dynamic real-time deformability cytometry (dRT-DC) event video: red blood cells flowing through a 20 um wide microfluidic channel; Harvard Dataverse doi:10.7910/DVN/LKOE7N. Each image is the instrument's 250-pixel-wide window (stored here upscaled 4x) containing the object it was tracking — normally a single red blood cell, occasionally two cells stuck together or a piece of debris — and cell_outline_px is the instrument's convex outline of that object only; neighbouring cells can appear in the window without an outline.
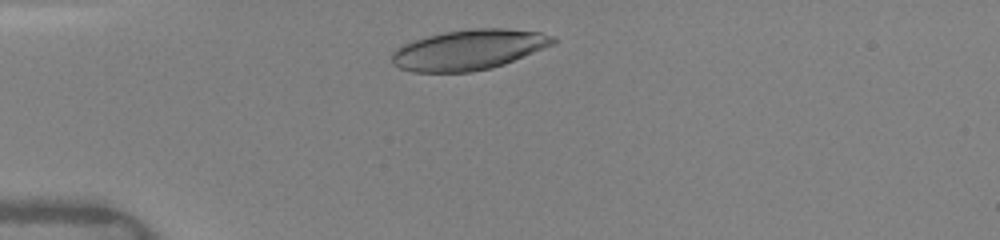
{"species": "human", "species_latin": "Homo sapiens", "temperature_condition": "warm", "stored_images_in_passage": 48, "camera_frame_rate_fps": 3000, "um_per_image_px": 0.085, "donor": {"sex": "female"}, "frame": {"image": 1, "passage_image": 5, "time_ms": 1.0, "image_size_px": [1000, 240], "cell_outline_px": [[556, 44], [504, 64], [492, 68], [472, 72], [412, 72], [400, 68], [392, 64], [392, 52], [396, 48], [404, 44], [428, 36], [444, 32], [468, 28], [504, 28], [540, 32], [552, 36], [556, 40]], "centroid_in_image_um": [39.86, 4.23], "position_along_channel_um": 45.1, "area_um2": 37.92}}
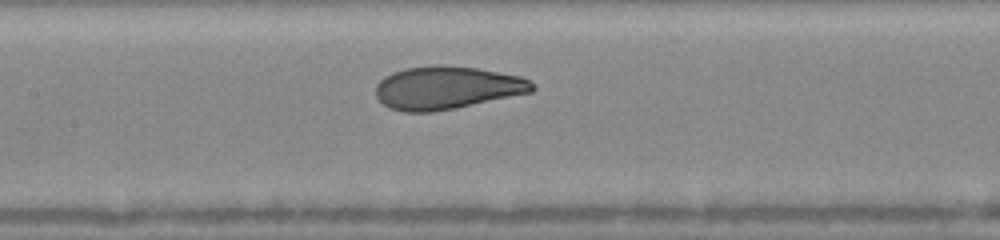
{"frame": {"image": 2, "passage_image": 21, "time_ms": 4.667, "image_size_px": [1000, 240], "cell_outline_px": [[536, 88], [532, 92], [456, 108], [432, 112], [404, 112], [388, 108], [376, 96], [376, 84], [384, 76], [392, 72], [404, 68], [440, 64], [444, 64], [480, 68], [520, 76], [528, 80]], "centroid_in_image_um": [37.96, 7.45], "position_along_channel_um": 169.4, "area_um2": 39.48}}
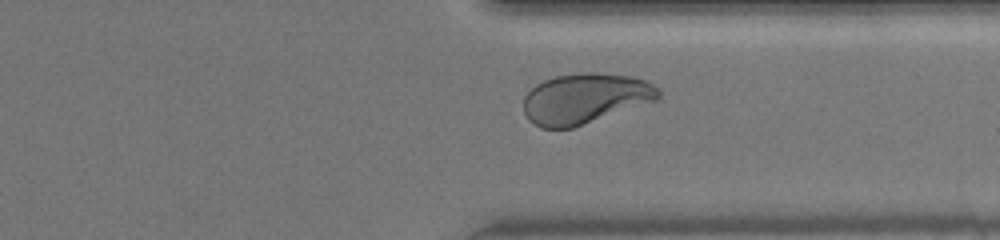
{"frame": {"image": 3, "passage_image": 42, "time_ms": 9.333, "image_size_px": [1000, 240], "cell_outline_px": [[660, 100], [572, 128], [540, 128], [528, 120], [524, 112], [524, 96], [536, 84], [544, 80], [556, 76], [584, 72], [592, 72], [632, 76], [648, 80], [660, 88]], "centroid_in_image_um": [49.78, 8.37], "position_along_channel_um": 361.6, "area_um2": 40.06}, "authors_computed_cell_mechanics": {"area_um2": 38.8994, "velocity_mm_per_s": 4.1216, "shape_relaxation_time_tau1_ms": 4.189, "shape_relaxation_time_tau2_ms": null, "deformation_change_tau1": 0.1842, "deformation_change_tau2": null}}